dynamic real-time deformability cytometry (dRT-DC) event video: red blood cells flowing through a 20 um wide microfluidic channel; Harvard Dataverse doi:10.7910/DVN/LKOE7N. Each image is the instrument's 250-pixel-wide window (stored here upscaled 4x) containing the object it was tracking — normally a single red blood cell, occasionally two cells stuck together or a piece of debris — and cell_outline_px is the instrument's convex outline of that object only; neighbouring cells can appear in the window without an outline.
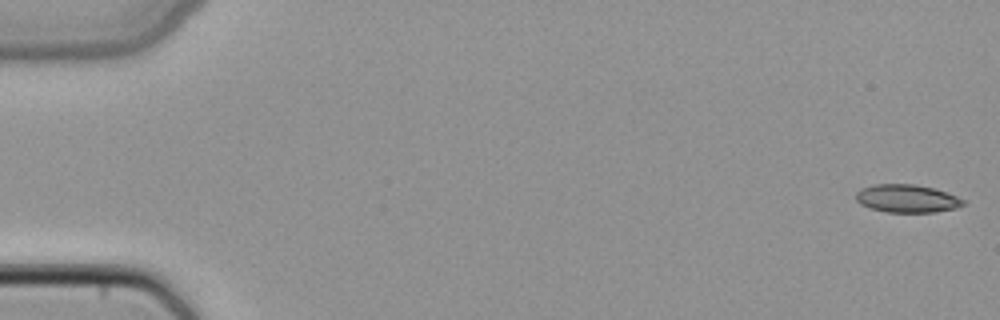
{"species": "common noctule bat (a hibernating species)", "species_latin": "Nyctalus noctula", "temperature_condition": "cold", "stored_images_in_passage": 38, "camera_frame_rate_fps": 3000, "um_per_image_px": 0.085, "animal": {"sex": "female", "body_mass_g": 22.7, "forearm_length_mm": 54.2}, "frame": {"image": 1, "passage_image": 1, "time_ms": 0.0, "image_size_px": [1000, 320], "cell_outline_px": [[964, 204], [956, 208], [936, 212], [888, 212], [868, 208], [860, 204], [856, 200], [856, 192], [860, 188], [872, 184], [916, 184], [932, 188], [956, 196], [964, 200]], "centroid_in_image_um": [77.04, 16.87], "position_along_channel_um": 8.0, "area_um2": 17.51}}
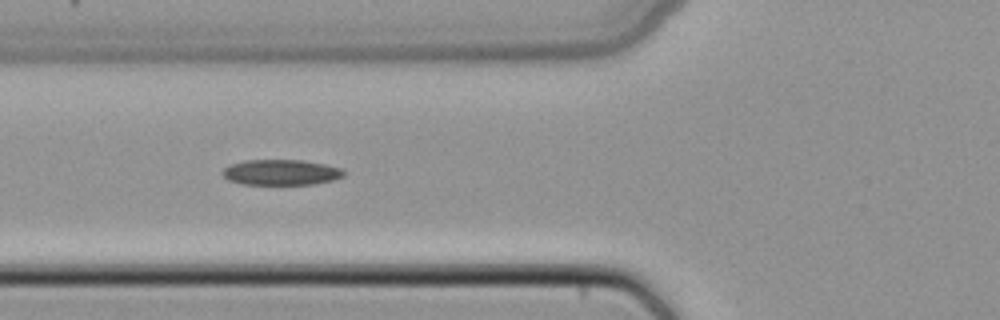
{"frame": {"image": 2, "passage_image": 19, "time_ms": 6.0, "image_size_px": [1000, 320], "cell_outline_px": [[344, 176], [332, 180], [312, 184], [244, 184], [228, 180], [220, 172], [228, 164], [244, 160], [304, 160], [324, 164], [340, 168], [344, 172]], "centroid_in_image_um": [23.84, 14.64], "position_along_channel_um": 102.0, "area_um2": 18.03}}
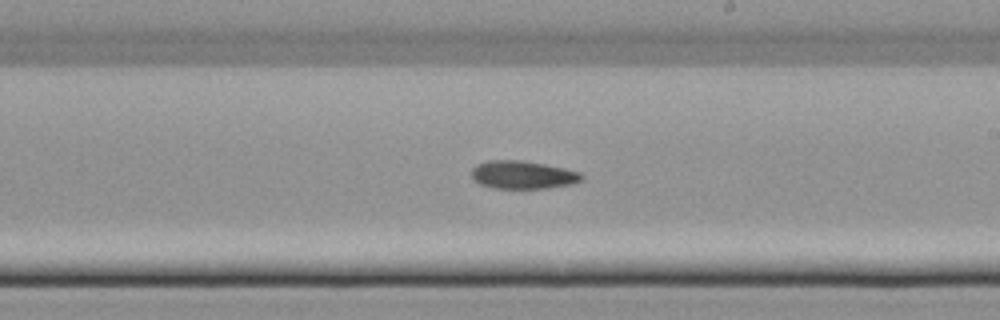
{"frame": {"image": 3, "passage_image": 29, "time_ms": 9.333, "image_size_px": [1000, 320], "cell_outline_px": [[584, 180], [572, 184], [548, 188], [492, 188], [480, 184], [472, 180], [472, 168], [476, 164], [488, 160], [520, 160], [544, 164], [564, 168], [580, 172], [584, 176]], "centroid_in_image_um": [44.44, 14.86], "position_along_channel_um": 244.6, "area_um2": 18.15}}